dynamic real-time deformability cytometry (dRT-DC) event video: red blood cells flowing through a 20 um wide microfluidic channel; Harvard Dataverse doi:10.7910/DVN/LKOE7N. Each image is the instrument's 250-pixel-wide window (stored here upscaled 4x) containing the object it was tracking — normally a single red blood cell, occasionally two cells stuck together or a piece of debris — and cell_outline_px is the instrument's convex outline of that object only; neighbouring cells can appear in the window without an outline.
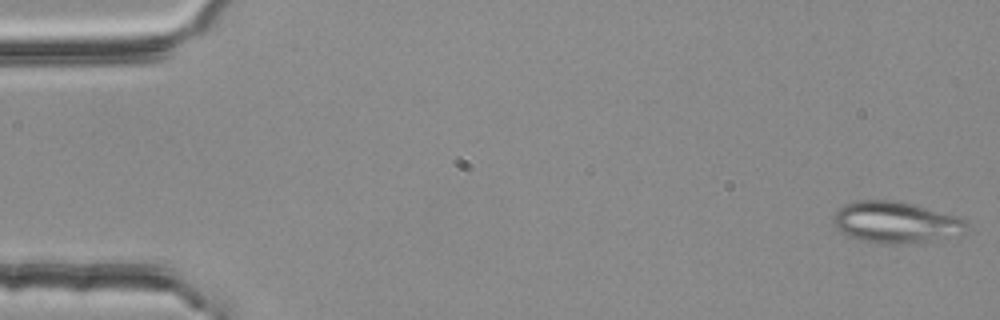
{"species": "common noctule bat (a hibernating species)", "species_latin": "Nyctalus noctula", "temperature_condition": "room temperature", "stored_images_in_passage": 54, "segment_of_instrument_passage": [1, 2], "camera_frame_rate_fps": 3000, "um_per_image_px": 0.085, "animal": {"sex": "female", "body_mass_g": 25.1}, "frame": {"image": 1, "passage_image": 1, "time_ms": 0.0, "image_size_px": [1000, 320], "cell_outline_px": [[968, 232], [960, 236], [924, 244], [888, 244], [860, 240], [848, 236], [840, 232], [836, 228], [832, 220], [836, 208], [852, 200], [896, 200], [912, 204], [956, 216], [968, 220]], "centroid_in_image_um": [76.19, 18.92], "position_along_channel_um": 8.8, "area_um2": 33.29}}